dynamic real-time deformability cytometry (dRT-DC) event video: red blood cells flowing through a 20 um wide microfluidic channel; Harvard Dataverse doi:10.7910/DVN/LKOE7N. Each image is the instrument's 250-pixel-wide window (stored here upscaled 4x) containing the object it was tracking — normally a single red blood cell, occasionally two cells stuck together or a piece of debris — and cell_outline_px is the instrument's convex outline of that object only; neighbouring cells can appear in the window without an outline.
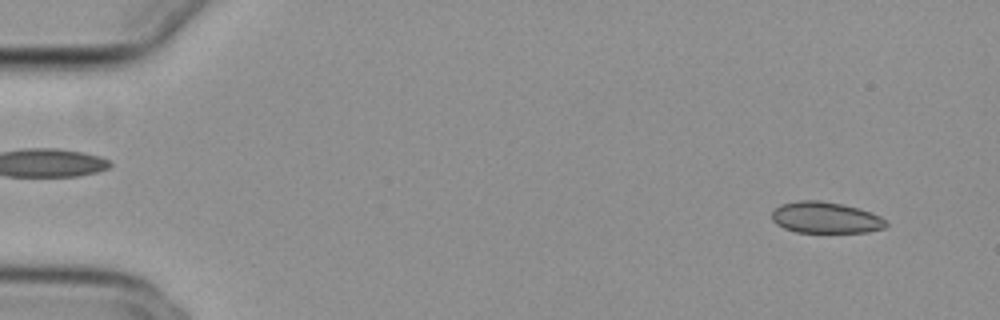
{"species": "common noctule bat (a hibernating species)", "species_latin": "Nyctalus noctula", "temperature_condition": "cold", "stored_images_in_passage": 54, "camera_frame_rate_fps": 3000, "um_per_image_px": 0.085, "animal": {"sex": "female", "body_mass_g": 29.2, "forearm_length_mm": 56.3}, "frame": {"image": 1, "passage_image": 4, "time_ms": 1.0, "image_size_px": [1000, 320], "cell_outline_px": [[888, 224], [884, 228], [868, 232], [796, 232], [784, 228], [776, 224], [772, 220], [772, 212], [780, 204], [796, 200], [820, 200], [840, 204], [856, 208], [880, 216]], "centroid_in_image_um": [70.13, 18.5], "position_along_channel_um": 14.9, "area_um2": 20.69}}
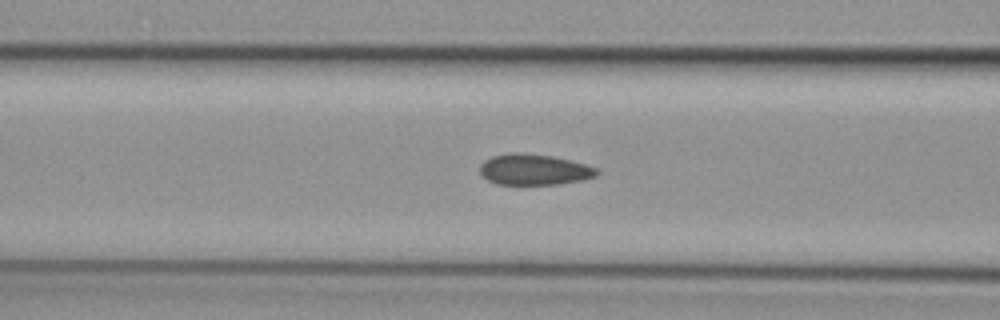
{"frame": {"image": 2, "passage_image": 22, "time_ms": 7.0, "image_size_px": [1000, 320], "cell_outline_px": [[600, 172], [596, 176], [580, 180], [556, 184], [496, 184], [488, 180], [480, 172], [480, 164], [484, 160], [492, 156], [508, 152], [520, 152], [552, 156], [584, 164], [596, 168]], "centroid_in_image_um": [45.36, 14.4], "position_along_channel_um": 121.2, "area_um2": 20.92}}
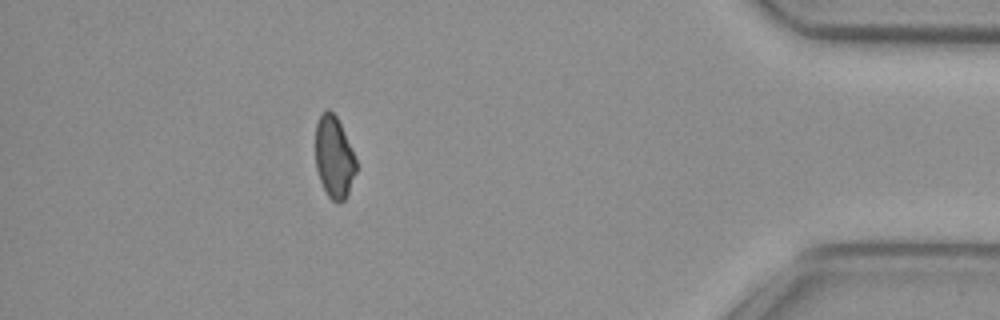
{"frame": {"image": 3, "passage_image": 48, "time_ms": 15.667, "image_size_px": [1000, 320], "cell_outline_px": [[356, 172], [348, 192], [344, 200], [340, 204], [336, 204], [328, 196], [320, 180], [316, 168], [316, 124], [320, 116], [328, 108], [336, 116], [344, 132], [356, 160]], "centroid_in_image_um": [28.39, 13.39], "position_along_channel_um": 406.8, "area_um2": 19.13}, "authors_computed_cell_mechanics": {"area_um2": 21.2993, "velocity_mm_per_s": 3.8538, "shape_relaxation_time_tau1_ms": null, "shape_relaxation_time_tau2_ms": 2.8141, "deformation_change_tau1": null, "deformation_change_tau2": 0.0721}}